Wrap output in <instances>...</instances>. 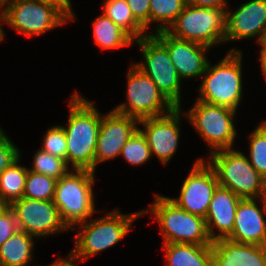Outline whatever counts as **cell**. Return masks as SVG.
<instances>
[{
    "instance_id": "obj_1",
    "label": "cell",
    "mask_w": 266,
    "mask_h": 266,
    "mask_svg": "<svg viewBox=\"0 0 266 266\" xmlns=\"http://www.w3.org/2000/svg\"><path fill=\"white\" fill-rule=\"evenodd\" d=\"M69 99V119L63 126L66 134V163L71 169L94 171V155L101 124V112L81 93Z\"/></svg>"
},
{
    "instance_id": "obj_2",
    "label": "cell",
    "mask_w": 266,
    "mask_h": 266,
    "mask_svg": "<svg viewBox=\"0 0 266 266\" xmlns=\"http://www.w3.org/2000/svg\"><path fill=\"white\" fill-rule=\"evenodd\" d=\"M141 216L142 210L124 214L115 208L104 216L75 225L71 230L78 233L74 235L75 244L69 255L77 261L87 262L89 257L114 247L124 239Z\"/></svg>"
},
{
    "instance_id": "obj_3",
    "label": "cell",
    "mask_w": 266,
    "mask_h": 266,
    "mask_svg": "<svg viewBox=\"0 0 266 266\" xmlns=\"http://www.w3.org/2000/svg\"><path fill=\"white\" fill-rule=\"evenodd\" d=\"M216 63L213 65L208 61L205 73L201 76L199 97L195 100L238 111L244 95L243 51L232 47L225 57Z\"/></svg>"
},
{
    "instance_id": "obj_4",
    "label": "cell",
    "mask_w": 266,
    "mask_h": 266,
    "mask_svg": "<svg viewBox=\"0 0 266 266\" xmlns=\"http://www.w3.org/2000/svg\"><path fill=\"white\" fill-rule=\"evenodd\" d=\"M154 202L142 210V216L152 214L158 223L165 243L212 244L207 231L205 218L191 214L178 207L168 196L154 194Z\"/></svg>"
},
{
    "instance_id": "obj_5",
    "label": "cell",
    "mask_w": 266,
    "mask_h": 266,
    "mask_svg": "<svg viewBox=\"0 0 266 266\" xmlns=\"http://www.w3.org/2000/svg\"><path fill=\"white\" fill-rule=\"evenodd\" d=\"M95 173L91 170L71 169L56 182L53 202L70 230L102 211L95 209Z\"/></svg>"
},
{
    "instance_id": "obj_6",
    "label": "cell",
    "mask_w": 266,
    "mask_h": 266,
    "mask_svg": "<svg viewBox=\"0 0 266 266\" xmlns=\"http://www.w3.org/2000/svg\"><path fill=\"white\" fill-rule=\"evenodd\" d=\"M218 184L230 189L241 199L266 197V179L251 165L245 153L234 149H222L208 155Z\"/></svg>"
},
{
    "instance_id": "obj_7",
    "label": "cell",
    "mask_w": 266,
    "mask_h": 266,
    "mask_svg": "<svg viewBox=\"0 0 266 266\" xmlns=\"http://www.w3.org/2000/svg\"><path fill=\"white\" fill-rule=\"evenodd\" d=\"M193 106L184 111L185 118L191 122L204 143L209 154L222 149H233L237 139L235 117L237 111L221 105H213L196 100Z\"/></svg>"
},
{
    "instance_id": "obj_8",
    "label": "cell",
    "mask_w": 266,
    "mask_h": 266,
    "mask_svg": "<svg viewBox=\"0 0 266 266\" xmlns=\"http://www.w3.org/2000/svg\"><path fill=\"white\" fill-rule=\"evenodd\" d=\"M134 44L139 46L144 59L134 64L151 78L175 108H181L183 93L181 83L183 82L171 61L167 48L153 34L134 40Z\"/></svg>"
},
{
    "instance_id": "obj_9",
    "label": "cell",
    "mask_w": 266,
    "mask_h": 266,
    "mask_svg": "<svg viewBox=\"0 0 266 266\" xmlns=\"http://www.w3.org/2000/svg\"><path fill=\"white\" fill-rule=\"evenodd\" d=\"M226 9L187 4L167 32L179 39L218 47L225 43Z\"/></svg>"
},
{
    "instance_id": "obj_10",
    "label": "cell",
    "mask_w": 266,
    "mask_h": 266,
    "mask_svg": "<svg viewBox=\"0 0 266 266\" xmlns=\"http://www.w3.org/2000/svg\"><path fill=\"white\" fill-rule=\"evenodd\" d=\"M127 75L126 102L113 107L118 113L137 120L159 117L170 113L175 107L159 91L158 87L134 62Z\"/></svg>"
},
{
    "instance_id": "obj_11",
    "label": "cell",
    "mask_w": 266,
    "mask_h": 266,
    "mask_svg": "<svg viewBox=\"0 0 266 266\" xmlns=\"http://www.w3.org/2000/svg\"><path fill=\"white\" fill-rule=\"evenodd\" d=\"M3 22L29 39L70 21L52 5L33 0H13L3 7Z\"/></svg>"
},
{
    "instance_id": "obj_12",
    "label": "cell",
    "mask_w": 266,
    "mask_h": 266,
    "mask_svg": "<svg viewBox=\"0 0 266 266\" xmlns=\"http://www.w3.org/2000/svg\"><path fill=\"white\" fill-rule=\"evenodd\" d=\"M9 207L15 214L19 230L36 238H47L50 235L70 231L61 219L53 200H34L22 197L12 202Z\"/></svg>"
},
{
    "instance_id": "obj_13",
    "label": "cell",
    "mask_w": 266,
    "mask_h": 266,
    "mask_svg": "<svg viewBox=\"0 0 266 266\" xmlns=\"http://www.w3.org/2000/svg\"><path fill=\"white\" fill-rule=\"evenodd\" d=\"M218 186L213 168L204 158H197L183 180L179 196L169 199L183 210L205 218Z\"/></svg>"
},
{
    "instance_id": "obj_14",
    "label": "cell",
    "mask_w": 266,
    "mask_h": 266,
    "mask_svg": "<svg viewBox=\"0 0 266 266\" xmlns=\"http://www.w3.org/2000/svg\"><path fill=\"white\" fill-rule=\"evenodd\" d=\"M182 116H185V113L181 107L174 108L166 115L139 121V126L143 127H139V130L147 140L151 155L154 154L164 166L169 164L178 150Z\"/></svg>"
},
{
    "instance_id": "obj_15",
    "label": "cell",
    "mask_w": 266,
    "mask_h": 266,
    "mask_svg": "<svg viewBox=\"0 0 266 266\" xmlns=\"http://www.w3.org/2000/svg\"><path fill=\"white\" fill-rule=\"evenodd\" d=\"M138 129L139 120L133 117L113 109L102 114L94 155V172L99 164L120 156L122 148Z\"/></svg>"
},
{
    "instance_id": "obj_16",
    "label": "cell",
    "mask_w": 266,
    "mask_h": 266,
    "mask_svg": "<svg viewBox=\"0 0 266 266\" xmlns=\"http://www.w3.org/2000/svg\"><path fill=\"white\" fill-rule=\"evenodd\" d=\"M226 9L225 43L256 38L266 42V0H249L236 10Z\"/></svg>"
},
{
    "instance_id": "obj_17",
    "label": "cell",
    "mask_w": 266,
    "mask_h": 266,
    "mask_svg": "<svg viewBox=\"0 0 266 266\" xmlns=\"http://www.w3.org/2000/svg\"><path fill=\"white\" fill-rule=\"evenodd\" d=\"M153 35L167 48L182 81L198 79L205 73L209 61L206 55L210 47L176 38L167 31H160Z\"/></svg>"
},
{
    "instance_id": "obj_18",
    "label": "cell",
    "mask_w": 266,
    "mask_h": 266,
    "mask_svg": "<svg viewBox=\"0 0 266 266\" xmlns=\"http://www.w3.org/2000/svg\"><path fill=\"white\" fill-rule=\"evenodd\" d=\"M265 217L266 197L241 199L236 210L233 232L227 239L236 243L266 246Z\"/></svg>"
},
{
    "instance_id": "obj_19",
    "label": "cell",
    "mask_w": 266,
    "mask_h": 266,
    "mask_svg": "<svg viewBox=\"0 0 266 266\" xmlns=\"http://www.w3.org/2000/svg\"><path fill=\"white\" fill-rule=\"evenodd\" d=\"M240 200L241 198L230 189L220 185L217 187L205 217L208 235L212 242L227 239L232 234Z\"/></svg>"
},
{
    "instance_id": "obj_20",
    "label": "cell",
    "mask_w": 266,
    "mask_h": 266,
    "mask_svg": "<svg viewBox=\"0 0 266 266\" xmlns=\"http://www.w3.org/2000/svg\"><path fill=\"white\" fill-rule=\"evenodd\" d=\"M213 266H266V246L219 239L212 243Z\"/></svg>"
},
{
    "instance_id": "obj_21",
    "label": "cell",
    "mask_w": 266,
    "mask_h": 266,
    "mask_svg": "<svg viewBox=\"0 0 266 266\" xmlns=\"http://www.w3.org/2000/svg\"><path fill=\"white\" fill-rule=\"evenodd\" d=\"M167 266H213L212 244L165 243Z\"/></svg>"
},
{
    "instance_id": "obj_22",
    "label": "cell",
    "mask_w": 266,
    "mask_h": 266,
    "mask_svg": "<svg viewBox=\"0 0 266 266\" xmlns=\"http://www.w3.org/2000/svg\"><path fill=\"white\" fill-rule=\"evenodd\" d=\"M36 237L18 230L0 246V266H30Z\"/></svg>"
},
{
    "instance_id": "obj_23",
    "label": "cell",
    "mask_w": 266,
    "mask_h": 266,
    "mask_svg": "<svg viewBox=\"0 0 266 266\" xmlns=\"http://www.w3.org/2000/svg\"><path fill=\"white\" fill-rule=\"evenodd\" d=\"M95 44L103 51L115 50L134 44V40L104 13L92 21Z\"/></svg>"
},
{
    "instance_id": "obj_24",
    "label": "cell",
    "mask_w": 266,
    "mask_h": 266,
    "mask_svg": "<svg viewBox=\"0 0 266 266\" xmlns=\"http://www.w3.org/2000/svg\"><path fill=\"white\" fill-rule=\"evenodd\" d=\"M101 7L102 13L122 28L133 40L151 34V32H146L145 28L134 18L126 0H104Z\"/></svg>"
},
{
    "instance_id": "obj_25",
    "label": "cell",
    "mask_w": 266,
    "mask_h": 266,
    "mask_svg": "<svg viewBox=\"0 0 266 266\" xmlns=\"http://www.w3.org/2000/svg\"><path fill=\"white\" fill-rule=\"evenodd\" d=\"M22 156L0 175V205L9 206L23 197L28 167L20 165Z\"/></svg>"
},
{
    "instance_id": "obj_26",
    "label": "cell",
    "mask_w": 266,
    "mask_h": 266,
    "mask_svg": "<svg viewBox=\"0 0 266 266\" xmlns=\"http://www.w3.org/2000/svg\"><path fill=\"white\" fill-rule=\"evenodd\" d=\"M186 5V0H150V25L156 23L151 34L167 31Z\"/></svg>"
},
{
    "instance_id": "obj_27",
    "label": "cell",
    "mask_w": 266,
    "mask_h": 266,
    "mask_svg": "<svg viewBox=\"0 0 266 266\" xmlns=\"http://www.w3.org/2000/svg\"><path fill=\"white\" fill-rule=\"evenodd\" d=\"M248 140L247 158L254 169L266 179V120L260 121L249 134Z\"/></svg>"
},
{
    "instance_id": "obj_28",
    "label": "cell",
    "mask_w": 266,
    "mask_h": 266,
    "mask_svg": "<svg viewBox=\"0 0 266 266\" xmlns=\"http://www.w3.org/2000/svg\"><path fill=\"white\" fill-rule=\"evenodd\" d=\"M32 159V168H28V170L39 174H45L56 180L65 176L71 170L65 160L41 149L35 152Z\"/></svg>"
},
{
    "instance_id": "obj_29",
    "label": "cell",
    "mask_w": 266,
    "mask_h": 266,
    "mask_svg": "<svg viewBox=\"0 0 266 266\" xmlns=\"http://www.w3.org/2000/svg\"><path fill=\"white\" fill-rule=\"evenodd\" d=\"M57 180L28 170L23 197L34 200H53Z\"/></svg>"
},
{
    "instance_id": "obj_30",
    "label": "cell",
    "mask_w": 266,
    "mask_h": 266,
    "mask_svg": "<svg viewBox=\"0 0 266 266\" xmlns=\"http://www.w3.org/2000/svg\"><path fill=\"white\" fill-rule=\"evenodd\" d=\"M120 156L133 166L145 164L152 157L150 147L143 133L138 129L121 150Z\"/></svg>"
},
{
    "instance_id": "obj_31",
    "label": "cell",
    "mask_w": 266,
    "mask_h": 266,
    "mask_svg": "<svg viewBox=\"0 0 266 266\" xmlns=\"http://www.w3.org/2000/svg\"><path fill=\"white\" fill-rule=\"evenodd\" d=\"M40 149L66 161L67 141L62 125H53L43 136Z\"/></svg>"
},
{
    "instance_id": "obj_32",
    "label": "cell",
    "mask_w": 266,
    "mask_h": 266,
    "mask_svg": "<svg viewBox=\"0 0 266 266\" xmlns=\"http://www.w3.org/2000/svg\"><path fill=\"white\" fill-rule=\"evenodd\" d=\"M21 149L6 135L0 137V175L21 157Z\"/></svg>"
},
{
    "instance_id": "obj_33",
    "label": "cell",
    "mask_w": 266,
    "mask_h": 266,
    "mask_svg": "<svg viewBox=\"0 0 266 266\" xmlns=\"http://www.w3.org/2000/svg\"><path fill=\"white\" fill-rule=\"evenodd\" d=\"M18 230L13 210L7 205H0V246Z\"/></svg>"
},
{
    "instance_id": "obj_34",
    "label": "cell",
    "mask_w": 266,
    "mask_h": 266,
    "mask_svg": "<svg viewBox=\"0 0 266 266\" xmlns=\"http://www.w3.org/2000/svg\"><path fill=\"white\" fill-rule=\"evenodd\" d=\"M134 18L145 28H150V0H126Z\"/></svg>"
},
{
    "instance_id": "obj_35",
    "label": "cell",
    "mask_w": 266,
    "mask_h": 266,
    "mask_svg": "<svg viewBox=\"0 0 266 266\" xmlns=\"http://www.w3.org/2000/svg\"><path fill=\"white\" fill-rule=\"evenodd\" d=\"M36 2L46 3L56 7L70 22L76 20L74 9H72L71 0H33Z\"/></svg>"
},
{
    "instance_id": "obj_36",
    "label": "cell",
    "mask_w": 266,
    "mask_h": 266,
    "mask_svg": "<svg viewBox=\"0 0 266 266\" xmlns=\"http://www.w3.org/2000/svg\"><path fill=\"white\" fill-rule=\"evenodd\" d=\"M188 5L208 8H228V0H186Z\"/></svg>"
},
{
    "instance_id": "obj_37",
    "label": "cell",
    "mask_w": 266,
    "mask_h": 266,
    "mask_svg": "<svg viewBox=\"0 0 266 266\" xmlns=\"http://www.w3.org/2000/svg\"><path fill=\"white\" fill-rule=\"evenodd\" d=\"M258 45H260L261 49L259 50V63H260V67H261V71H262V75L265 79L266 82V42H261L258 43Z\"/></svg>"
},
{
    "instance_id": "obj_38",
    "label": "cell",
    "mask_w": 266,
    "mask_h": 266,
    "mask_svg": "<svg viewBox=\"0 0 266 266\" xmlns=\"http://www.w3.org/2000/svg\"><path fill=\"white\" fill-rule=\"evenodd\" d=\"M77 260L73 259L69 254L65 257H59L56 260H54L53 263L47 265V266H78Z\"/></svg>"
},
{
    "instance_id": "obj_39",
    "label": "cell",
    "mask_w": 266,
    "mask_h": 266,
    "mask_svg": "<svg viewBox=\"0 0 266 266\" xmlns=\"http://www.w3.org/2000/svg\"><path fill=\"white\" fill-rule=\"evenodd\" d=\"M3 7H0V43H1V41H4V39L6 38L5 36H6V32H5V30H4V28H3Z\"/></svg>"
},
{
    "instance_id": "obj_40",
    "label": "cell",
    "mask_w": 266,
    "mask_h": 266,
    "mask_svg": "<svg viewBox=\"0 0 266 266\" xmlns=\"http://www.w3.org/2000/svg\"><path fill=\"white\" fill-rule=\"evenodd\" d=\"M13 0H0V7H4L6 4L10 3Z\"/></svg>"
},
{
    "instance_id": "obj_41",
    "label": "cell",
    "mask_w": 266,
    "mask_h": 266,
    "mask_svg": "<svg viewBox=\"0 0 266 266\" xmlns=\"http://www.w3.org/2000/svg\"><path fill=\"white\" fill-rule=\"evenodd\" d=\"M5 133V130H3L0 126V137Z\"/></svg>"
}]
</instances>
